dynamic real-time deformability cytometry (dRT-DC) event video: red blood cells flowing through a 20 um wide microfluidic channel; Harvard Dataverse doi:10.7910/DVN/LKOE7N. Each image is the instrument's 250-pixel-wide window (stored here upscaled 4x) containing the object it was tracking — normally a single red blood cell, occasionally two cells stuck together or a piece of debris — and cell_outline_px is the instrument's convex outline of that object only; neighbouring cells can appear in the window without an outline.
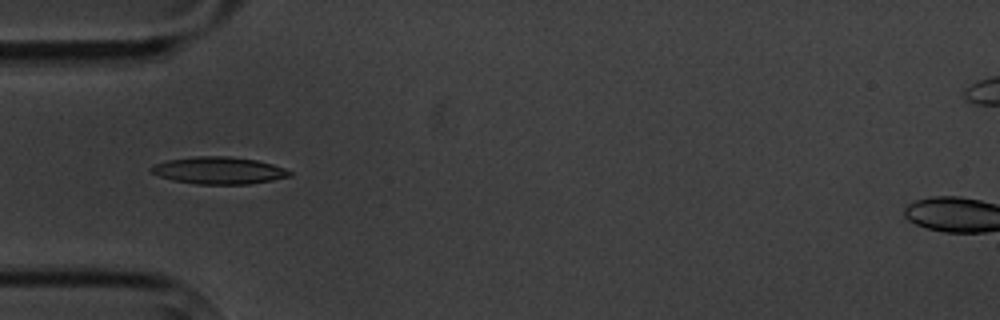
{"species": "common noctule bat (a hibernating species)", "species_latin": "Nyctalus noctula", "temperature_condition": "cold", "stored_images_in_passage": 14, "camera_frame_rate_fps": 3000, "um_per_image_px": 0.085, "animal": {"sex": "male", "body_mass_g": 20.1, "forearm_length_mm": 53.5}, "frame": {"image": 1, "passage_image": 4, "time_ms": 4.0, "image_size_px": [1000, 320], "cell_outline_px": [[292, 176], [272, 180], [248, 184], [196, 184], [172, 180], [156, 176], [148, 168], [152, 164], [168, 160], [192, 156], [228, 156], [256, 160], [272, 164], [284, 168], [292, 172]], "centroid_in_image_um": [18.55, 14.49], "position_along_channel_um": 66.5, "area_um2": 22.08}}
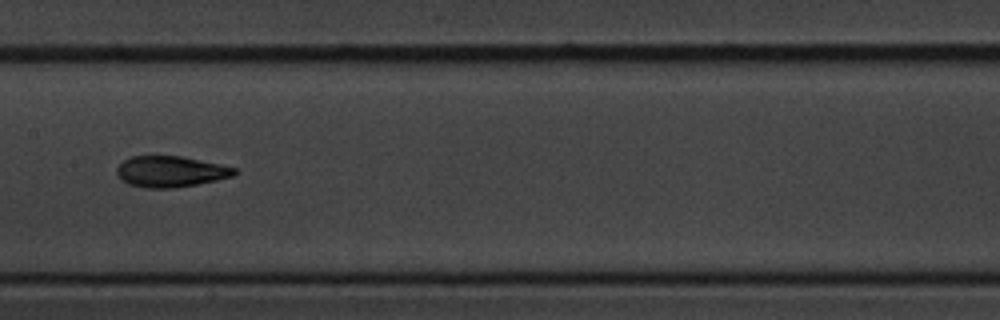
{"frame": {"image": 2, "passage_image": 7, "time_ms": 7.667, "image_size_px": [1000, 320], "cell_outline_px": [[240, 172], [232, 176], [216, 180], [196, 184], [172, 188], [144, 188], [128, 184], [120, 180], [116, 172], [116, 168], [124, 160], [132, 156], [184, 156], [220, 164], [236, 168]], "centroid_in_image_um": [14.49, 14.58], "position_along_channel_um": 192.9, "area_um2": 21.39}}
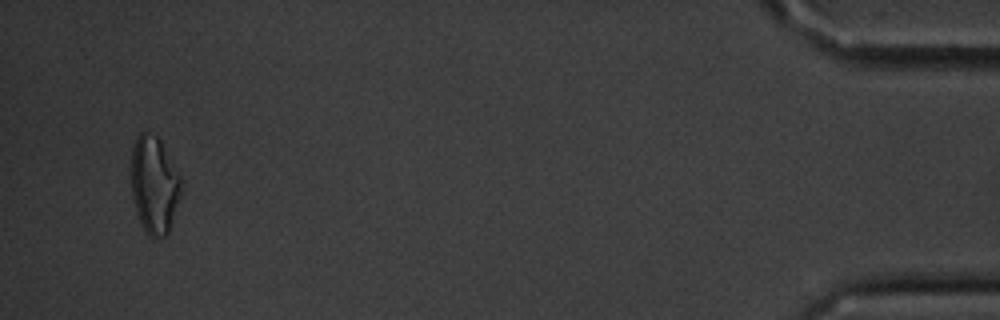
{"frame": {"image": 3, "passage_image": 14, "time_ms": 16.667, "image_size_px": [1000, 320], "cell_outline_px": [[180, 192], [168, 236], [148, 236], [144, 232], [136, 212], [132, 196], [132, 144], [136, 136], [144, 128], [156, 136], [160, 140], [180, 176]], "centroid_in_image_um": [13.08, 15.69], "position_along_channel_um": 422.1, "area_um2": 28.21}, "authors_computed_cell_mechanics": {"area_um2": 21.0103, "velocity_mm_per_s": 3.4249, "shape_relaxation_time_tau1_ms": 5.6091, "shape_relaxation_time_tau2_ms": 1.8967, "deformation_change_tau1": 0.1301, "deformation_change_tau2": 0.0668}}